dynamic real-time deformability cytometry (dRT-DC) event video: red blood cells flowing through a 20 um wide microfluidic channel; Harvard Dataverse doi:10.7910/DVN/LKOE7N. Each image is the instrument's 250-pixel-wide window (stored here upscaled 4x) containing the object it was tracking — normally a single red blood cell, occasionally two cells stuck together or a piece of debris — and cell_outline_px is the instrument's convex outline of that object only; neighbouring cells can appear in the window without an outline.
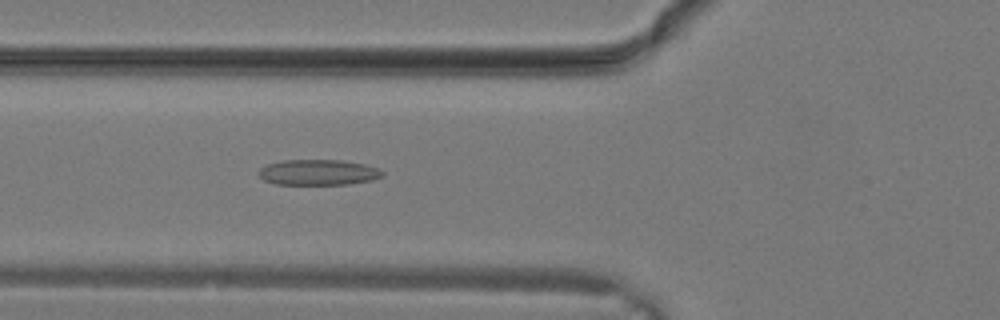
{"species": "common noctule bat (a hibernating species)", "species_latin": "Nyctalus noctula", "temperature_condition": "warm", "stored_images_in_passage": 10, "camera_frame_rate_fps": 3000, "um_per_image_px": 0.085, "animal": {"sex": "male", "body_mass_g": 19.2, "forearm_length_mm": 51.8}, "frame": {"image": 1, "passage_image": 10, "time_ms": 3.0, "image_size_px": [1000, 320], "cell_outline_px": [[384, 176], [372, 180], [348, 184], [276, 184], [264, 180], [256, 172], [260, 168], [268, 164], [284, 160], [340, 160], [364, 164], [380, 168], [384, 172]], "centroid_in_image_um": [27.07, 14.65], "position_along_channel_um": 98.7, "area_um2": 18.5}}